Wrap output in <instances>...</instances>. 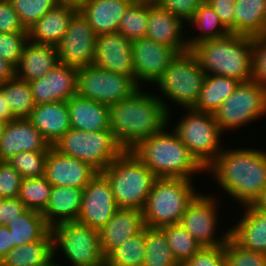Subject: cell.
I'll return each instance as SVG.
<instances>
[{
  "label": "cell",
  "instance_id": "cell-12",
  "mask_svg": "<svg viewBox=\"0 0 266 266\" xmlns=\"http://www.w3.org/2000/svg\"><path fill=\"white\" fill-rule=\"evenodd\" d=\"M139 86L131 76L105 71L95 65L78 68L77 95L105 105L129 98Z\"/></svg>",
  "mask_w": 266,
  "mask_h": 266
},
{
  "label": "cell",
  "instance_id": "cell-22",
  "mask_svg": "<svg viewBox=\"0 0 266 266\" xmlns=\"http://www.w3.org/2000/svg\"><path fill=\"white\" fill-rule=\"evenodd\" d=\"M145 227L143 211L119 208L107 224L99 230L100 248L106 258L124 241L139 234Z\"/></svg>",
  "mask_w": 266,
  "mask_h": 266
},
{
  "label": "cell",
  "instance_id": "cell-25",
  "mask_svg": "<svg viewBox=\"0 0 266 266\" xmlns=\"http://www.w3.org/2000/svg\"><path fill=\"white\" fill-rule=\"evenodd\" d=\"M133 0H88L79 11L96 35L115 33L127 7Z\"/></svg>",
  "mask_w": 266,
  "mask_h": 266
},
{
  "label": "cell",
  "instance_id": "cell-58",
  "mask_svg": "<svg viewBox=\"0 0 266 266\" xmlns=\"http://www.w3.org/2000/svg\"><path fill=\"white\" fill-rule=\"evenodd\" d=\"M6 124H7L6 122H3V121L0 120V138H1L2 134H3V131H4V128H5Z\"/></svg>",
  "mask_w": 266,
  "mask_h": 266
},
{
  "label": "cell",
  "instance_id": "cell-33",
  "mask_svg": "<svg viewBox=\"0 0 266 266\" xmlns=\"http://www.w3.org/2000/svg\"><path fill=\"white\" fill-rule=\"evenodd\" d=\"M188 23H192V26L195 25L201 30V34L199 33V35L193 38L186 39L189 49L196 43L223 38L231 33L220 21L215 10L205 1L200 5Z\"/></svg>",
  "mask_w": 266,
  "mask_h": 266
},
{
  "label": "cell",
  "instance_id": "cell-11",
  "mask_svg": "<svg viewBox=\"0 0 266 266\" xmlns=\"http://www.w3.org/2000/svg\"><path fill=\"white\" fill-rule=\"evenodd\" d=\"M213 115L222 132L256 121L266 115V87L253 80L240 82Z\"/></svg>",
  "mask_w": 266,
  "mask_h": 266
},
{
  "label": "cell",
  "instance_id": "cell-35",
  "mask_svg": "<svg viewBox=\"0 0 266 266\" xmlns=\"http://www.w3.org/2000/svg\"><path fill=\"white\" fill-rule=\"evenodd\" d=\"M15 118H29L35 102L29 83L16 76L0 85Z\"/></svg>",
  "mask_w": 266,
  "mask_h": 266
},
{
  "label": "cell",
  "instance_id": "cell-55",
  "mask_svg": "<svg viewBox=\"0 0 266 266\" xmlns=\"http://www.w3.org/2000/svg\"><path fill=\"white\" fill-rule=\"evenodd\" d=\"M88 0H56L58 5L69 6L79 10Z\"/></svg>",
  "mask_w": 266,
  "mask_h": 266
},
{
  "label": "cell",
  "instance_id": "cell-48",
  "mask_svg": "<svg viewBox=\"0 0 266 266\" xmlns=\"http://www.w3.org/2000/svg\"><path fill=\"white\" fill-rule=\"evenodd\" d=\"M205 0H157L155 3L183 21H189Z\"/></svg>",
  "mask_w": 266,
  "mask_h": 266
},
{
  "label": "cell",
  "instance_id": "cell-18",
  "mask_svg": "<svg viewBox=\"0 0 266 266\" xmlns=\"http://www.w3.org/2000/svg\"><path fill=\"white\" fill-rule=\"evenodd\" d=\"M98 174L91 165L75 157L66 156L50 147L45 163V178L52 186L84 189Z\"/></svg>",
  "mask_w": 266,
  "mask_h": 266
},
{
  "label": "cell",
  "instance_id": "cell-43",
  "mask_svg": "<svg viewBox=\"0 0 266 266\" xmlns=\"http://www.w3.org/2000/svg\"><path fill=\"white\" fill-rule=\"evenodd\" d=\"M226 266H266V254L240 246L231 236L224 244Z\"/></svg>",
  "mask_w": 266,
  "mask_h": 266
},
{
  "label": "cell",
  "instance_id": "cell-31",
  "mask_svg": "<svg viewBox=\"0 0 266 266\" xmlns=\"http://www.w3.org/2000/svg\"><path fill=\"white\" fill-rule=\"evenodd\" d=\"M234 34H266V0H235Z\"/></svg>",
  "mask_w": 266,
  "mask_h": 266
},
{
  "label": "cell",
  "instance_id": "cell-54",
  "mask_svg": "<svg viewBox=\"0 0 266 266\" xmlns=\"http://www.w3.org/2000/svg\"><path fill=\"white\" fill-rule=\"evenodd\" d=\"M15 76V68L0 57V85Z\"/></svg>",
  "mask_w": 266,
  "mask_h": 266
},
{
  "label": "cell",
  "instance_id": "cell-51",
  "mask_svg": "<svg viewBox=\"0 0 266 266\" xmlns=\"http://www.w3.org/2000/svg\"><path fill=\"white\" fill-rule=\"evenodd\" d=\"M25 210L24 203L18 197L0 199V225L7 226Z\"/></svg>",
  "mask_w": 266,
  "mask_h": 266
},
{
  "label": "cell",
  "instance_id": "cell-13",
  "mask_svg": "<svg viewBox=\"0 0 266 266\" xmlns=\"http://www.w3.org/2000/svg\"><path fill=\"white\" fill-rule=\"evenodd\" d=\"M96 33L78 10L71 18L61 42L56 46L59 63L75 68L93 65Z\"/></svg>",
  "mask_w": 266,
  "mask_h": 266
},
{
  "label": "cell",
  "instance_id": "cell-24",
  "mask_svg": "<svg viewBox=\"0 0 266 266\" xmlns=\"http://www.w3.org/2000/svg\"><path fill=\"white\" fill-rule=\"evenodd\" d=\"M28 119L51 146L71 129L67 102L35 105Z\"/></svg>",
  "mask_w": 266,
  "mask_h": 266
},
{
  "label": "cell",
  "instance_id": "cell-59",
  "mask_svg": "<svg viewBox=\"0 0 266 266\" xmlns=\"http://www.w3.org/2000/svg\"><path fill=\"white\" fill-rule=\"evenodd\" d=\"M133 1L155 3L157 0H133Z\"/></svg>",
  "mask_w": 266,
  "mask_h": 266
},
{
  "label": "cell",
  "instance_id": "cell-14",
  "mask_svg": "<svg viewBox=\"0 0 266 266\" xmlns=\"http://www.w3.org/2000/svg\"><path fill=\"white\" fill-rule=\"evenodd\" d=\"M212 196L198 194L188 205L180 221L202 247L224 245L230 236L228 229L219 240L215 237L218 205Z\"/></svg>",
  "mask_w": 266,
  "mask_h": 266
},
{
  "label": "cell",
  "instance_id": "cell-49",
  "mask_svg": "<svg viewBox=\"0 0 266 266\" xmlns=\"http://www.w3.org/2000/svg\"><path fill=\"white\" fill-rule=\"evenodd\" d=\"M0 33H28L9 0H0Z\"/></svg>",
  "mask_w": 266,
  "mask_h": 266
},
{
  "label": "cell",
  "instance_id": "cell-17",
  "mask_svg": "<svg viewBox=\"0 0 266 266\" xmlns=\"http://www.w3.org/2000/svg\"><path fill=\"white\" fill-rule=\"evenodd\" d=\"M78 68L58 63L45 76L29 83L36 105L67 102L77 95Z\"/></svg>",
  "mask_w": 266,
  "mask_h": 266
},
{
  "label": "cell",
  "instance_id": "cell-10",
  "mask_svg": "<svg viewBox=\"0 0 266 266\" xmlns=\"http://www.w3.org/2000/svg\"><path fill=\"white\" fill-rule=\"evenodd\" d=\"M53 254L61 248L74 266H105V257L100 248L99 231L80 224L65 222L51 229Z\"/></svg>",
  "mask_w": 266,
  "mask_h": 266
},
{
  "label": "cell",
  "instance_id": "cell-40",
  "mask_svg": "<svg viewBox=\"0 0 266 266\" xmlns=\"http://www.w3.org/2000/svg\"><path fill=\"white\" fill-rule=\"evenodd\" d=\"M148 22V2L133 1L121 18L118 33L130 41L146 37Z\"/></svg>",
  "mask_w": 266,
  "mask_h": 266
},
{
  "label": "cell",
  "instance_id": "cell-52",
  "mask_svg": "<svg viewBox=\"0 0 266 266\" xmlns=\"http://www.w3.org/2000/svg\"><path fill=\"white\" fill-rule=\"evenodd\" d=\"M13 249V238L11 231L5 225H0V263Z\"/></svg>",
  "mask_w": 266,
  "mask_h": 266
},
{
  "label": "cell",
  "instance_id": "cell-56",
  "mask_svg": "<svg viewBox=\"0 0 266 266\" xmlns=\"http://www.w3.org/2000/svg\"><path fill=\"white\" fill-rule=\"evenodd\" d=\"M254 206L257 209L263 210L266 212V188L260 195V198L255 202Z\"/></svg>",
  "mask_w": 266,
  "mask_h": 266
},
{
  "label": "cell",
  "instance_id": "cell-39",
  "mask_svg": "<svg viewBox=\"0 0 266 266\" xmlns=\"http://www.w3.org/2000/svg\"><path fill=\"white\" fill-rule=\"evenodd\" d=\"M161 229L178 264L192 258L202 248V245L180 223Z\"/></svg>",
  "mask_w": 266,
  "mask_h": 266
},
{
  "label": "cell",
  "instance_id": "cell-36",
  "mask_svg": "<svg viewBox=\"0 0 266 266\" xmlns=\"http://www.w3.org/2000/svg\"><path fill=\"white\" fill-rule=\"evenodd\" d=\"M145 242L143 266H179L161 228L145 226Z\"/></svg>",
  "mask_w": 266,
  "mask_h": 266
},
{
  "label": "cell",
  "instance_id": "cell-19",
  "mask_svg": "<svg viewBox=\"0 0 266 266\" xmlns=\"http://www.w3.org/2000/svg\"><path fill=\"white\" fill-rule=\"evenodd\" d=\"M93 65L134 79L132 41L118 32L98 35Z\"/></svg>",
  "mask_w": 266,
  "mask_h": 266
},
{
  "label": "cell",
  "instance_id": "cell-47",
  "mask_svg": "<svg viewBox=\"0 0 266 266\" xmlns=\"http://www.w3.org/2000/svg\"><path fill=\"white\" fill-rule=\"evenodd\" d=\"M253 76L252 80L266 87V34L252 37Z\"/></svg>",
  "mask_w": 266,
  "mask_h": 266
},
{
  "label": "cell",
  "instance_id": "cell-53",
  "mask_svg": "<svg viewBox=\"0 0 266 266\" xmlns=\"http://www.w3.org/2000/svg\"><path fill=\"white\" fill-rule=\"evenodd\" d=\"M15 116L13 115L10 106L7 104L6 95L0 89V120L3 122L13 121Z\"/></svg>",
  "mask_w": 266,
  "mask_h": 266
},
{
  "label": "cell",
  "instance_id": "cell-26",
  "mask_svg": "<svg viewBox=\"0 0 266 266\" xmlns=\"http://www.w3.org/2000/svg\"><path fill=\"white\" fill-rule=\"evenodd\" d=\"M83 197V189L69 186H52L49 202L42 212L47 225L54 226L75 222L78 219Z\"/></svg>",
  "mask_w": 266,
  "mask_h": 266
},
{
  "label": "cell",
  "instance_id": "cell-16",
  "mask_svg": "<svg viewBox=\"0 0 266 266\" xmlns=\"http://www.w3.org/2000/svg\"><path fill=\"white\" fill-rule=\"evenodd\" d=\"M178 52L152 39L142 38L132 41L134 81L154 83L177 56Z\"/></svg>",
  "mask_w": 266,
  "mask_h": 266
},
{
  "label": "cell",
  "instance_id": "cell-2",
  "mask_svg": "<svg viewBox=\"0 0 266 266\" xmlns=\"http://www.w3.org/2000/svg\"><path fill=\"white\" fill-rule=\"evenodd\" d=\"M206 171H212L222 189L240 205H254L266 188V152L222 148Z\"/></svg>",
  "mask_w": 266,
  "mask_h": 266
},
{
  "label": "cell",
  "instance_id": "cell-23",
  "mask_svg": "<svg viewBox=\"0 0 266 266\" xmlns=\"http://www.w3.org/2000/svg\"><path fill=\"white\" fill-rule=\"evenodd\" d=\"M59 63L57 47L28 41L15 68V76L28 83L45 76Z\"/></svg>",
  "mask_w": 266,
  "mask_h": 266
},
{
  "label": "cell",
  "instance_id": "cell-20",
  "mask_svg": "<svg viewBox=\"0 0 266 266\" xmlns=\"http://www.w3.org/2000/svg\"><path fill=\"white\" fill-rule=\"evenodd\" d=\"M51 145L28 118H17L6 124L0 138V156L7 161L24 151H49Z\"/></svg>",
  "mask_w": 266,
  "mask_h": 266
},
{
  "label": "cell",
  "instance_id": "cell-15",
  "mask_svg": "<svg viewBox=\"0 0 266 266\" xmlns=\"http://www.w3.org/2000/svg\"><path fill=\"white\" fill-rule=\"evenodd\" d=\"M118 209L108 179L98 172L83 189L77 222L99 231Z\"/></svg>",
  "mask_w": 266,
  "mask_h": 266
},
{
  "label": "cell",
  "instance_id": "cell-1",
  "mask_svg": "<svg viewBox=\"0 0 266 266\" xmlns=\"http://www.w3.org/2000/svg\"><path fill=\"white\" fill-rule=\"evenodd\" d=\"M139 87L129 98L109 106V127L125 150H132L141 140L168 125L170 109L157 95Z\"/></svg>",
  "mask_w": 266,
  "mask_h": 266
},
{
  "label": "cell",
  "instance_id": "cell-34",
  "mask_svg": "<svg viewBox=\"0 0 266 266\" xmlns=\"http://www.w3.org/2000/svg\"><path fill=\"white\" fill-rule=\"evenodd\" d=\"M53 255V241H36L14 247L0 266H36Z\"/></svg>",
  "mask_w": 266,
  "mask_h": 266
},
{
  "label": "cell",
  "instance_id": "cell-28",
  "mask_svg": "<svg viewBox=\"0 0 266 266\" xmlns=\"http://www.w3.org/2000/svg\"><path fill=\"white\" fill-rule=\"evenodd\" d=\"M243 217L230 229V236L242 247L266 254V212L244 206Z\"/></svg>",
  "mask_w": 266,
  "mask_h": 266
},
{
  "label": "cell",
  "instance_id": "cell-4",
  "mask_svg": "<svg viewBox=\"0 0 266 266\" xmlns=\"http://www.w3.org/2000/svg\"><path fill=\"white\" fill-rule=\"evenodd\" d=\"M159 132L141 140L133 153L146 165L157 178H186L192 180L193 173L206 169L191 154L187 146L173 133Z\"/></svg>",
  "mask_w": 266,
  "mask_h": 266
},
{
  "label": "cell",
  "instance_id": "cell-57",
  "mask_svg": "<svg viewBox=\"0 0 266 266\" xmlns=\"http://www.w3.org/2000/svg\"><path fill=\"white\" fill-rule=\"evenodd\" d=\"M54 258V254L44 263L40 264V265H36V266H60L59 263L57 264Z\"/></svg>",
  "mask_w": 266,
  "mask_h": 266
},
{
  "label": "cell",
  "instance_id": "cell-32",
  "mask_svg": "<svg viewBox=\"0 0 266 266\" xmlns=\"http://www.w3.org/2000/svg\"><path fill=\"white\" fill-rule=\"evenodd\" d=\"M239 83L240 81L230 77L206 75L200 96L193 109L213 114L235 91Z\"/></svg>",
  "mask_w": 266,
  "mask_h": 266
},
{
  "label": "cell",
  "instance_id": "cell-21",
  "mask_svg": "<svg viewBox=\"0 0 266 266\" xmlns=\"http://www.w3.org/2000/svg\"><path fill=\"white\" fill-rule=\"evenodd\" d=\"M183 20L156 3H148L146 38L175 49L178 53L190 50L184 37Z\"/></svg>",
  "mask_w": 266,
  "mask_h": 266
},
{
  "label": "cell",
  "instance_id": "cell-7",
  "mask_svg": "<svg viewBox=\"0 0 266 266\" xmlns=\"http://www.w3.org/2000/svg\"><path fill=\"white\" fill-rule=\"evenodd\" d=\"M52 146L63 155L88 163L98 172L125 150L111 130L86 132L71 128Z\"/></svg>",
  "mask_w": 266,
  "mask_h": 266
},
{
  "label": "cell",
  "instance_id": "cell-30",
  "mask_svg": "<svg viewBox=\"0 0 266 266\" xmlns=\"http://www.w3.org/2000/svg\"><path fill=\"white\" fill-rule=\"evenodd\" d=\"M13 238V248L36 241H53L51 228L41 212L26 209L7 225Z\"/></svg>",
  "mask_w": 266,
  "mask_h": 266
},
{
  "label": "cell",
  "instance_id": "cell-27",
  "mask_svg": "<svg viewBox=\"0 0 266 266\" xmlns=\"http://www.w3.org/2000/svg\"><path fill=\"white\" fill-rule=\"evenodd\" d=\"M77 11L69 6L57 5L27 30L29 41L57 46L67 31L72 16Z\"/></svg>",
  "mask_w": 266,
  "mask_h": 266
},
{
  "label": "cell",
  "instance_id": "cell-44",
  "mask_svg": "<svg viewBox=\"0 0 266 266\" xmlns=\"http://www.w3.org/2000/svg\"><path fill=\"white\" fill-rule=\"evenodd\" d=\"M28 41V33H0V57L16 68Z\"/></svg>",
  "mask_w": 266,
  "mask_h": 266
},
{
  "label": "cell",
  "instance_id": "cell-9",
  "mask_svg": "<svg viewBox=\"0 0 266 266\" xmlns=\"http://www.w3.org/2000/svg\"><path fill=\"white\" fill-rule=\"evenodd\" d=\"M187 111L186 116L174 127V131L206 169L222 152L219 144L223 132L212 113L193 108H187Z\"/></svg>",
  "mask_w": 266,
  "mask_h": 266
},
{
  "label": "cell",
  "instance_id": "cell-50",
  "mask_svg": "<svg viewBox=\"0 0 266 266\" xmlns=\"http://www.w3.org/2000/svg\"><path fill=\"white\" fill-rule=\"evenodd\" d=\"M217 13L223 25L234 34L235 0H205Z\"/></svg>",
  "mask_w": 266,
  "mask_h": 266
},
{
  "label": "cell",
  "instance_id": "cell-38",
  "mask_svg": "<svg viewBox=\"0 0 266 266\" xmlns=\"http://www.w3.org/2000/svg\"><path fill=\"white\" fill-rule=\"evenodd\" d=\"M52 185L45 176L24 178L21 182L18 198L26 209L43 212L49 202Z\"/></svg>",
  "mask_w": 266,
  "mask_h": 266
},
{
  "label": "cell",
  "instance_id": "cell-41",
  "mask_svg": "<svg viewBox=\"0 0 266 266\" xmlns=\"http://www.w3.org/2000/svg\"><path fill=\"white\" fill-rule=\"evenodd\" d=\"M48 151H24L12 156L7 162L22 178L41 177L45 174Z\"/></svg>",
  "mask_w": 266,
  "mask_h": 266
},
{
  "label": "cell",
  "instance_id": "cell-6",
  "mask_svg": "<svg viewBox=\"0 0 266 266\" xmlns=\"http://www.w3.org/2000/svg\"><path fill=\"white\" fill-rule=\"evenodd\" d=\"M186 178H157L143 211L144 224L162 228L179 224L188 205L199 194Z\"/></svg>",
  "mask_w": 266,
  "mask_h": 266
},
{
  "label": "cell",
  "instance_id": "cell-8",
  "mask_svg": "<svg viewBox=\"0 0 266 266\" xmlns=\"http://www.w3.org/2000/svg\"><path fill=\"white\" fill-rule=\"evenodd\" d=\"M206 74L190 51L178 53L155 82L163 97L186 108H193L200 96Z\"/></svg>",
  "mask_w": 266,
  "mask_h": 266
},
{
  "label": "cell",
  "instance_id": "cell-42",
  "mask_svg": "<svg viewBox=\"0 0 266 266\" xmlns=\"http://www.w3.org/2000/svg\"><path fill=\"white\" fill-rule=\"evenodd\" d=\"M26 30L34 25L45 13L55 8L56 0H9Z\"/></svg>",
  "mask_w": 266,
  "mask_h": 266
},
{
  "label": "cell",
  "instance_id": "cell-46",
  "mask_svg": "<svg viewBox=\"0 0 266 266\" xmlns=\"http://www.w3.org/2000/svg\"><path fill=\"white\" fill-rule=\"evenodd\" d=\"M22 176L7 161L0 164V199L17 198Z\"/></svg>",
  "mask_w": 266,
  "mask_h": 266
},
{
  "label": "cell",
  "instance_id": "cell-5",
  "mask_svg": "<svg viewBox=\"0 0 266 266\" xmlns=\"http://www.w3.org/2000/svg\"><path fill=\"white\" fill-rule=\"evenodd\" d=\"M101 173L108 179L119 208L143 210L157 179L132 150H124Z\"/></svg>",
  "mask_w": 266,
  "mask_h": 266
},
{
  "label": "cell",
  "instance_id": "cell-37",
  "mask_svg": "<svg viewBox=\"0 0 266 266\" xmlns=\"http://www.w3.org/2000/svg\"><path fill=\"white\" fill-rule=\"evenodd\" d=\"M145 227L137 235L124 241L106 258L105 266H143L146 252Z\"/></svg>",
  "mask_w": 266,
  "mask_h": 266
},
{
  "label": "cell",
  "instance_id": "cell-29",
  "mask_svg": "<svg viewBox=\"0 0 266 266\" xmlns=\"http://www.w3.org/2000/svg\"><path fill=\"white\" fill-rule=\"evenodd\" d=\"M67 106L71 128L86 132L110 130L108 105L75 95Z\"/></svg>",
  "mask_w": 266,
  "mask_h": 266
},
{
  "label": "cell",
  "instance_id": "cell-45",
  "mask_svg": "<svg viewBox=\"0 0 266 266\" xmlns=\"http://www.w3.org/2000/svg\"><path fill=\"white\" fill-rule=\"evenodd\" d=\"M179 266H226L224 245L202 247L192 258L181 262Z\"/></svg>",
  "mask_w": 266,
  "mask_h": 266
},
{
  "label": "cell",
  "instance_id": "cell-3",
  "mask_svg": "<svg viewBox=\"0 0 266 266\" xmlns=\"http://www.w3.org/2000/svg\"><path fill=\"white\" fill-rule=\"evenodd\" d=\"M206 75H219L248 82L253 76L252 37L230 33L196 43L190 48Z\"/></svg>",
  "mask_w": 266,
  "mask_h": 266
}]
</instances>
